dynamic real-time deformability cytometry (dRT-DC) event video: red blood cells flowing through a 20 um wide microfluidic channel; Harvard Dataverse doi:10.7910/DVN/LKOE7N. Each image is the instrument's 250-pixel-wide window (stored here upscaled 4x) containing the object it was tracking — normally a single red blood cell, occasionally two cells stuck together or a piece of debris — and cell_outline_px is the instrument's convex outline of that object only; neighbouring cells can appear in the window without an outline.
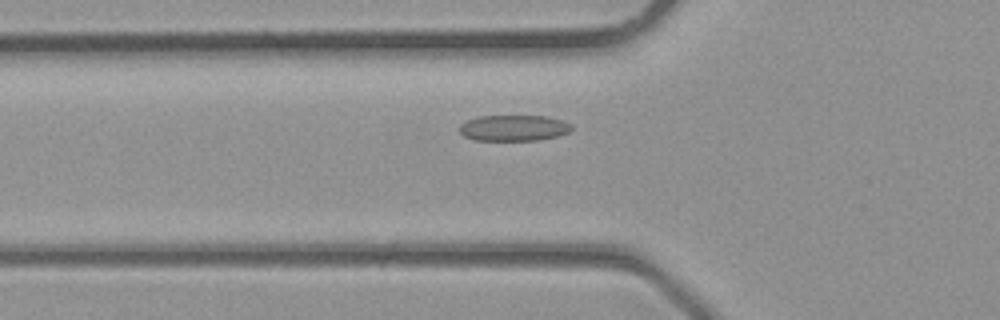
{"species": "common noctule bat (a hibernating species)", "species_latin": "Nyctalus noctula", "temperature_condition": "room temperature", "stored_images_in_passage": 4, "segment_of_instrument_passage": [1, 2], "camera_frame_rate_fps": 3000, "um_per_image_px": 0.085, "animal": {"sex": "male", "body_mass_g": 23.1, "forearm_length_mm": 52.7}, "frame": {"image": 1, "passage_image": 3, "time_ms": 0.667, "image_size_px": [1000, 320], "cell_outline_px": [[572, 128], [568, 132], [556, 136], [540, 140], [472, 140], [464, 136], [460, 132], [460, 124], [468, 120], [480, 116], [544, 116], [560, 120], [572, 124]], "centroid_in_image_um": [43.65, 10.88], "position_along_channel_um": 82.2, "area_um2": 16.82}}